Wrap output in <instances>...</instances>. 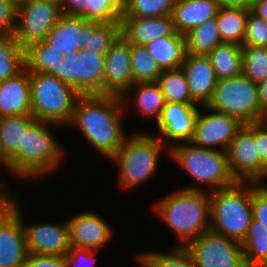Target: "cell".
Here are the masks:
<instances>
[{
    "mask_svg": "<svg viewBox=\"0 0 267 267\" xmlns=\"http://www.w3.org/2000/svg\"><path fill=\"white\" fill-rule=\"evenodd\" d=\"M125 110L120 96L80 95L69 126L81 131L88 144L110 160L127 136L122 123Z\"/></svg>",
    "mask_w": 267,
    "mask_h": 267,
    "instance_id": "6da1fadb",
    "label": "cell"
},
{
    "mask_svg": "<svg viewBox=\"0 0 267 267\" xmlns=\"http://www.w3.org/2000/svg\"><path fill=\"white\" fill-rule=\"evenodd\" d=\"M153 205L155 214L181 240L180 246H186L210 229L209 191L180 188Z\"/></svg>",
    "mask_w": 267,
    "mask_h": 267,
    "instance_id": "7a4b0ae2",
    "label": "cell"
},
{
    "mask_svg": "<svg viewBox=\"0 0 267 267\" xmlns=\"http://www.w3.org/2000/svg\"><path fill=\"white\" fill-rule=\"evenodd\" d=\"M50 122L35 120L23 134L19 152L4 166L18 179L41 178L59 168L64 148L52 134Z\"/></svg>",
    "mask_w": 267,
    "mask_h": 267,
    "instance_id": "3957f363",
    "label": "cell"
},
{
    "mask_svg": "<svg viewBox=\"0 0 267 267\" xmlns=\"http://www.w3.org/2000/svg\"><path fill=\"white\" fill-rule=\"evenodd\" d=\"M168 155L200 186L189 185L184 189L207 191L204 188L207 184L205 187L212 192L237 183L230 171L226 151L201 148L188 142L174 145L168 149Z\"/></svg>",
    "mask_w": 267,
    "mask_h": 267,
    "instance_id": "277c9868",
    "label": "cell"
},
{
    "mask_svg": "<svg viewBox=\"0 0 267 267\" xmlns=\"http://www.w3.org/2000/svg\"><path fill=\"white\" fill-rule=\"evenodd\" d=\"M210 230L240 243L253 219L252 182L209 192Z\"/></svg>",
    "mask_w": 267,
    "mask_h": 267,
    "instance_id": "5b68a950",
    "label": "cell"
},
{
    "mask_svg": "<svg viewBox=\"0 0 267 267\" xmlns=\"http://www.w3.org/2000/svg\"><path fill=\"white\" fill-rule=\"evenodd\" d=\"M163 150L168 154L165 144L156 135L152 136L146 131H136L131 136H126L122 146L110 159L118 165L120 187L133 190L152 178L158 171Z\"/></svg>",
    "mask_w": 267,
    "mask_h": 267,
    "instance_id": "8992f818",
    "label": "cell"
},
{
    "mask_svg": "<svg viewBox=\"0 0 267 267\" xmlns=\"http://www.w3.org/2000/svg\"><path fill=\"white\" fill-rule=\"evenodd\" d=\"M32 116L39 121L69 126L80 94L48 73L30 72Z\"/></svg>",
    "mask_w": 267,
    "mask_h": 267,
    "instance_id": "52a82bcc",
    "label": "cell"
},
{
    "mask_svg": "<svg viewBox=\"0 0 267 267\" xmlns=\"http://www.w3.org/2000/svg\"><path fill=\"white\" fill-rule=\"evenodd\" d=\"M211 110L239 119L243 124L262 122L258 84L243 74L218 80L210 102Z\"/></svg>",
    "mask_w": 267,
    "mask_h": 267,
    "instance_id": "ba28073f",
    "label": "cell"
},
{
    "mask_svg": "<svg viewBox=\"0 0 267 267\" xmlns=\"http://www.w3.org/2000/svg\"><path fill=\"white\" fill-rule=\"evenodd\" d=\"M55 76L80 95L103 94L105 55L82 48L63 57Z\"/></svg>",
    "mask_w": 267,
    "mask_h": 267,
    "instance_id": "9c48e42d",
    "label": "cell"
},
{
    "mask_svg": "<svg viewBox=\"0 0 267 267\" xmlns=\"http://www.w3.org/2000/svg\"><path fill=\"white\" fill-rule=\"evenodd\" d=\"M62 15L60 4L46 0H26L17 6L14 38L22 49L45 40Z\"/></svg>",
    "mask_w": 267,
    "mask_h": 267,
    "instance_id": "30bf717a",
    "label": "cell"
},
{
    "mask_svg": "<svg viewBox=\"0 0 267 267\" xmlns=\"http://www.w3.org/2000/svg\"><path fill=\"white\" fill-rule=\"evenodd\" d=\"M185 247L196 267H246L242 244L210 229Z\"/></svg>",
    "mask_w": 267,
    "mask_h": 267,
    "instance_id": "8fae6325",
    "label": "cell"
},
{
    "mask_svg": "<svg viewBox=\"0 0 267 267\" xmlns=\"http://www.w3.org/2000/svg\"><path fill=\"white\" fill-rule=\"evenodd\" d=\"M230 171L237 182L262 183L267 168L262 164L255 143V123L244 124L226 149Z\"/></svg>",
    "mask_w": 267,
    "mask_h": 267,
    "instance_id": "7c38bea8",
    "label": "cell"
},
{
    "mask_svg": "<svg viewBox=\"0 0 267 267\" xmlns=\"http://www.w3.org/2000/svg\"><path fill=\"white\" fill-rule=\"evenodd\" d=\"M10 192V206L0 215V267H23L28 256L20 192Z\"/></svg>",
    "mask_w": 267,
    "mask_h": 267,
    "instance_id": "4fadbf2b",
    "label": "cell"
},
{
    "mask_svg": "<svg viewBox=\"0 0 267 267\" xmlns=\"http://www.w3.org/2000/svg\"><path fill=\"white\" fill-rule=\"evenodd\" d=\"M200 108L202 110L198 112L190 143L201 148L226 151L244 124L235 117L211 110L207 106Z\"/></svg>",
    "mask_w": 267,
    "mask_h": 267,
    "instance_id": "5bb4252c",
    "label": "cell"
},
{
    "mask_svg": "<svg viewBox=\"0 0 267 267\" xmlns=\"http://www.w3.org/2000/svg\"><path fill=\"white\" fill-rule=\"evenodd\" d=\"M198 106L176 102L165 103L156 125L159 134L157 137L168 149L177 144L191 142L200 110Z\"/></svg>",
    "mask_w": 267,
    "mask_h": 267,
    "instance_id": "9a60e30c",
    "label": "cell"
},
{
    "mask_svg": "<svg viewBox=\"0 0 267 267\" xmlns=\"http://www.w3.org/2000/svg\"><path fill=\"white\" fill-rule=\"evenodd\" d=\"M133 84L131 44L120 36L105 54L103 94L121 97Z\"/></svg>",
    "mask_w": 267,
    "mask_h": 267,
    "instance_id": "2e32d148",
    "label": "cell"
},
{
    "mask_svg": "<svg viewBox=\"0 0 267 267\" xmlns=\"http://www.w3.org/2000/svg\"><path fill=\"white\" fill-rule=\"evenodd\" d=\"M70 246L99 250L114 237L113 229L106 220L94 212H80L67 219Z\"/></svg>",
    "mask_w": 267,
    "mask_h": 267,
    "instance_id": "e0dca14e",
    "label": "cell"
},
{
    "mask_svg": "<svg viewBox=\"0 0 267 267\" xmlns=\"http://www.w3.org/2000/svg\"><path fill=\"white\" fill-rule=\"evenodd\" d=\"M29 254L64 256L70 250L67 219L59 223H23Z\"/></svg>",
    "mask_w": 267,
    "mask_h": 267,
    "instance_id": "ac0fdd59",
    "label": "cell"
},
{
    "mask_svg": "<svg viewBox=\"0 0 267 267\" xmlns=\"http://www.w3.org/2000/svg\"><path fill=\"white\" fill-rule=\"evenodd\" d=\"M181 68L187 77L192 100L199 106H206L218 81L209 57L186 53Z\"/></svg>",
    "mask_w": 267,
    "mask_h": 267,
    "instance_id": "d6986e66",
    "label": "cell"
},
{
    "mask_svg": "<svg viewBox=\"0 0 267 267\" xmlns=\"http://www.w3.org/2000/svg\"><path fill=\"white\" fill-rule=\"evenodd\" d=\"M176 33L171 15L164 17H121L120 36L131 45L144 46L152 40Z\"/></svg>",
    "mask_w": 267,
    "mask_h": 267,
    "instance_id": "ffe728a7",
    "label": "cell"
},
{
    "mask_svg": "<svg viewBox=\"0 0 267 267\" xmlns=\"http://www.w3.org/2000/svg\"><path fill=\"white\" fill-rule=\"evenodd\" d=\"M32 115L30 72L25 68L0 83V118Z\"/></svg>",
    "mask_w": 267,
    "mask_h": 267,
    "instance_id": "44dd1931",
    "label": "cell"
},
{
    "mask_svg": "<svg viewBox=\"0 0 267 267\" xmlns=\"http://www.w3.org/2000/svg\"><path fill=\"white\" fill-rule=\"evenodd\" d=\"M87 22L83 17L62 14L45 41L62 56L78 52L84 48V25Z\"/></svg>",
    "mask_w": 267,
    "mask_h": 267,
    "instance_id": "7402d4cb",
    "label": "cell"
},
{
    "mask_svg": "<svg viewBox=\"0 0 267 267\" xmlns=\"http://www.w3.org/2000/svg\"><path fill=\"white\" fill-rule=\"evenodd\" d=\"M218 9L215 0H175L171 16L176 32L186 35L194 27L216 17Z\"/></svg>",
    "mask_w": 267,
    "mask_h": 267,
    "instance_id": "603a6c76",
    "label": "cell"
},
{
    "mask_svg": "<svg viewBox=\"0 0 267 267\" xmlns=\"http://www.w3.org/2000/svg\"><path fill=\"white\" fill-rule=\"evenodd\" d=\"M135 89V90H134ZM134 91L135 98H127L130 97L129 92ZM128 95V96H127ZM122 104L124 109L128 108L129 105L137 109L140 116H144L143 118H155V121L161 115L163 108L165 106L166 100L164 94L162 93L161 87L158 82H140L134 83L122 96H121ZM130 100V101H129ZM129 101V102H128ZM133 104V106L131 104ZM128 106V107H127Z\"/></svg>",
    "mask_w": 267,
    "mask_h": 267,
    "instance_id": "cb8c5ba5",
    "label": "cell"
},
{
    "mask_svg": "<svg viewBox=\"0 0 267 267\" xmlns=\"http://www.w3.org/2000/svg\"><path fill=\"white\" fill-rule=\"evenodd\" d=\"M160 69L176 70L182 67L186 56L185 35L159 37L144 45Z\"/></svg>",
    "mask_w": 267,
    "mask_h": 267,
    "instance_id": "d4e9b609",
    "label": "cell"
},
{
    "mask_svg": "<svg viewBox=\"0 0 267 267\" xmlns=\"http://www.w3.org/2000/svg\"><path fill=\"white\" fill-rule=\"evenodd\" d=\"M36 119L32 115L0 118V165L5 166L20 149L23 134Z\"/></svg>",
    "mask_w": 267,
    "mask_h": 267,
    "instance_id": "484cf974",
    "label": "cell"
},
{
    "mask_svg": "<svg viewBox=\"0 0 267 267\" xmlns=\"http://www.w3.org/2000/svg\"><path fill=\"white\" fill-rule=\"evenodd\" d=\"M207 56L218 80L242 74L243 55L241 45L223 42L215 46Z\"/></svg>",
    "mask_w": 267,
    "mask_h": 267,
    "instance_id": "4316f807",
    "label": "cell"
},
{
    "mask_svg": "<svg viewBox=\"0 0 267 267\" xmlns=\"http://www.w3.org/2000/svg\"><path fill=\"white\" fill-rule=\"evenodd\" d=\"M250 10L251 8L219 7L216 20L222 42L243 45Z\"/></svg>",
    "mask_w": 267,
    "mask_h": 267,
    "instance_id": "83f0119b",
    "label": "cell"
},
{
    "mask_svg": "<svg viewBox=\"0 0 267 267\" xmlns=\"http://www.w3.org/2000/svg\"><path fill=\"white\" fill-rule=\"evenodd\" d=\"M242 249L246 267H267V228L252 219Z\"/></svg>",
    "mask_w": 267,
    "mask_h": 267,
    "instance_id": "f1b7e54d",
    "label": "cell"
},
{
    "mask_svg": "<svg viewBox=\"0 0 267 267\" xmlns=\"http://www.w3.org/2000/svg\"><path fill=\"white\" fill-rule=\"evenodd\" d=\"M120 37V22L98 23L88 21L84 25V48L106 54Z\"/></svg>",
    "mask_w": 267,
    "mask_h": 267,
    "instance_id": "f546056e",
    "label": "cell"
},
{
    "mask_svg": "<svg viewBox=\"0 0 267 267\" xmlns=\"http://www.w3.org/2000/svg\"><path fill=\"white\" fill-rule=\"evenodd\" d=\"M186 53L194 55H207L215 46L223 43L216 17L194 27L185 35Z\"/></svg>",
    "mask_w": 267,
    "mask_h": 267,
    "instance_id": "4dcf8cb0",
    "label": "cell"
},
{
    "mask_svg": "<svg viewBox=\"0 0 267 267\" xmlns=\"http://www.w3.org/2000/svg\"><path fill=\"white\" fill-rule=\"evenodd\" d=\"M26 68L25 50L11 36H0V83Z\"/></svg>",
    "mask_w": 267,
    "mask_h": 267,
    "instance_id": "1f68e13d",
    "label": "cell"
},
{
    "mask_svg": "<svg viewBox=\"0 0 267 267\" xmlns=\"http://www.w3.org/2000/svg\"><path fill=\"white\" fill-rule=\"evenodd\" d=\"M64 56L60 55L53 46L45 40L31 44L25 49L26 69L29 72L49 73L57 71Z\"/></svg>",
    "mask_w": 267,
    "mask_h": 267,
    "instance_id": "d6a6232c",
    "label": "cell"
},
{
    "mask_svg": "<svg viewBox=\"0 0 267 267\" xmlns=\"http://www.w3.org/2000/svg\"><path fill=\"white\" fill-rule=\"evenodd\" d=\"M169 253L142 252L136 255L141 267H196L195 262L185 246L176 245Z\"/></svg>",
    "mask_w": 267,
    "mask_h": 267,
    "instance_id": "836d02e7",
    "label": "cell"
},
{
    "mask_svg": "<svg viewBox=\"0 0 267 267\" xmlns=\"http://www.w3.org/2000/svg\"><path fill=\"white\" fill-rule=\"evenodd\" d=\"M166 102L196 104L191 97L185 72L180 69L163 70L158 78Z\"/></svg>",
    "mask_w": 267,
    "mask_h": 267,
    "instance_id": "e575fe53",
    "label": "cell"
},
{
    "mask_svg": "<svg viewBox=\"0 0 267 267\" xmlns=\"http://www.w3.org/2000/svg\"><path fill=\"white\" fill-rule=\"evenodd\" d=\"M131 70L134 83L156 82L162 73L144 46L131 45Z\"/></svg>",
    "mask_w": 267,
    "mask_h": 267,
    "instance_id": "d590c367",
    "label": "cell"
},
{
    "mask_svg": "<svg viewBox=\"0 0 267 267\" xmlns=\"http://www.w3.org/2000/svg\"><path fill=\"white\" fill-rule=\"evenodd\" d=\"M242 55V74L261 83L267 77V47L242 45Z\"/></svg>",
    "mask_w": 267,
    "mask_h": 267,
    "instance_id": "8d00e7d4",
    "label": "cell"
},
{
    "mask_svg": "<svg viewBox=\"0 0 267 267\" xmlns=\"http://www.w3.org/2000/svg\"><path fill=\"white\" fill-rule=\"evenodd\" d=\"M175 0H126L121 17L149 18L172 14Z\"/></svg>",
    "mask_w": 267,
    "mask_h": 267,
    "instance_id": "74e56055",
    "label": "cell"
},
{
    "mask_svg": "<svg viewBox=\"0 0 267 267\" xmlns=\"http://www.w3.org/2000/svg\"><path fill=\"white\" fill-rule=\"evenodd\" d=\"M126 0H88V21L98 23L120 22Z\"/></svg>",
    "mask_w": 267,
    "mask_h": 267,
    "instance_id": "f35d334b",
    "label": "cell"
},
{
    "mask_svg": "<svg viewBox=\"0 0 267 267\" xmlns=\"http://www.w3.org/2000/svg\"><path fill=\"white\" fill-rule=\"evenodd\" d=\"M243 45L267 47V22L251 10L246 21Z\"/></svg>",
    "mask_w": 267,
    "mask_h": 267,
    "instance_id": "ab89813d",
    "label": "cell"
},
{
    "mask_svg": "<svg viewBox=\"0 0 267 267\" xmlns=\"http://www.w3.org/2000/svg\"><path fill=\"white\" fill-rule=\"evenodd\" d=\"M263 183L252 182V210L253 219L267 228V183Z\"/></svg>",
    "mask_w": 267,
    "mask_h": 267,
    "instance_id": "60d3db41",
    "label": "cell"
},
{
    "mask_svg": "<svg viewBox=\"0 0 267 267\" xmlns=\"http://www.w3.org/2000/svg\"><path fill=\"white\" fill-rule=\"evenodd\" d=\"M98 252L99 250L71 246L68 253L63 256L65 267H94L95 255Z\"/></svg>",
    "mask_w": 267,
    "mask_h": 267,
    "instance_id": "b9f144b4",
    "label": "cell"
},
{
    "mask_svg": "<svg viewBox=\"0 0 267 267\" xmlns=\"http://www.w3.org/2000/svg\"><path fill=\"white\" fill-rule=\"evenodd\" d=\"M17 25V6L9 0H0V36L14 35Z\"/></svg>",
    "mask_w": 267,
    "mask_h": 267,
    "instance_id": "7bdbcfd3",
    "label": "cell"
},
{
    "mask_svg": "<svg viewBox=\"0 0 267 267\" xmlns=\"http://www.w3.org/2000/svg\"><path fill=\"white\" fill-rule=\"evenodd\" d=\"M23 267H65L62 256L28 254Z\"/></svg>",
    "mask_w": 267,
    "mask_h": 267,
    "instance_id": "ee69618b",
    "label": "cell"
},
{
    "mask_svg": "<svg viewBox=\"0 0 267 267\" xmlns=\"http://www.w3.org/2000/svg\"><path fill=\"white\" fill-rule=\"evenodd\" d=\"M59 4L62 14L83 17L88 21V0H60Z\"/></svg>",
    "mask_w": 267,
    "mask_h": 267,
    "instance_id": "f6af8a7d",
    "label": "cell"
},
{
    "mask_svg": "<svg viewBox=\"0 0 267 267\" xmlns=\"http://www.w3.org/2000/svg\"><path fill=\"white\" fill-rule=\"evenodd\" d=\"M255 143L260 160L267 168V127L262 122L255 123Z\"/></svg>",
    "mask_w": 267,
    "mask_h": 267,
    "instance_id": "bcb514c9",
    "label": "cell"
},
{
    "mask_svg": "<svg viewBox=\"0 0 267 267\" xmlns=\"http://www.w3.org/2000/svg\"><path fill=\"white\" fill-rule=\"evenodd\" d=\"M4 181L0 183V215L10 206V190Z\"/></svg>",
    "mask_w": 267,
    "mask_h": 267,
    "instance_id": "7dc6e473",
    "label": "cell"
},
{
    "mask_svg": "<svg viewBox=\"0 0 267 267\" xmlns=\"http://www.w3.org/2000/svg\"><path fill=\"white\" fill-rule=\"evenodd\" d=\"M251 11L267 22V0H253Z\"/></svg>",
    "mask_w": 267,
    "mask_h": 267,
    "instance_id": "c3c4849f",
    "label": "cell"
},
{
    "mask_svg": "<svg viewBox=\"0 0 267 267\" xmlns=\"http://www.w3.org/2000/svg\"><path fill=\"white\" fill-rule=\"evenodd\" d=\"M219 7L250 8L253 0H215Z\"/></svg>",
    "mask_w": 267,
    "mask_h": 267,
    "instance_id": "681fc988",
    "label": "cell"
},
{
    "mask_svg": "<svg viewBox=\"0 0 267 267\" xmlns=\"http://www.w3.org/2000/svg\"><path fill=\"white\" fill-rule=\"evenodd\" d=\"M258 93L261 109L267 111V77L258 84Z\"/></svg>",
    "mask_w": 267,
    "mask_h": 267,
    "instance_id": "f907efd6",
    "label": "cell"
},
{
    "mask_svg": "<svg viewBox=\"0 0 267 267\" xmlns=\"http://www.w3.org/2000/svg\"><path fill=\"white\" fill-rule=\"evenodd\" d=\"M9 1L13 2L16 6H19L23 4L26 0H9Z\"/></svg>",
    "mask_w": 267,
    "mask_h": 267,
    "instance_id": "816d5d0a",
    "label": "cell"
},
{
    "mask_svg": "<svg viewBox=\"0 0 267 267\" xmlns=\"http://www.w3.org/2000/svg\"><path fill=\"white\" fill-rule=\"evenodd\" d=\"M262 123L267 127V111L264 113Z\"/></svg>",
    "mask_w": 267,
    "mask_h": 267,
    "instance_id": "f5cc1de1",
    "label": "cell"
},
{
    "mask_svg": "<svg viewBox=\"0 0 267 267\" xmlns=\"http://www.w3.org/2000/svg\"><path fill=\"white\" fill-rule=\"evenodd\" d=\"M46 1H52V2H57V3L60 2V0H46Z\"/></svg>",
    "mask_w": 267,
    "mask_h": 267,
    "instance_id": "db71d44e",
    "label": "cell"
}]
</instances>
